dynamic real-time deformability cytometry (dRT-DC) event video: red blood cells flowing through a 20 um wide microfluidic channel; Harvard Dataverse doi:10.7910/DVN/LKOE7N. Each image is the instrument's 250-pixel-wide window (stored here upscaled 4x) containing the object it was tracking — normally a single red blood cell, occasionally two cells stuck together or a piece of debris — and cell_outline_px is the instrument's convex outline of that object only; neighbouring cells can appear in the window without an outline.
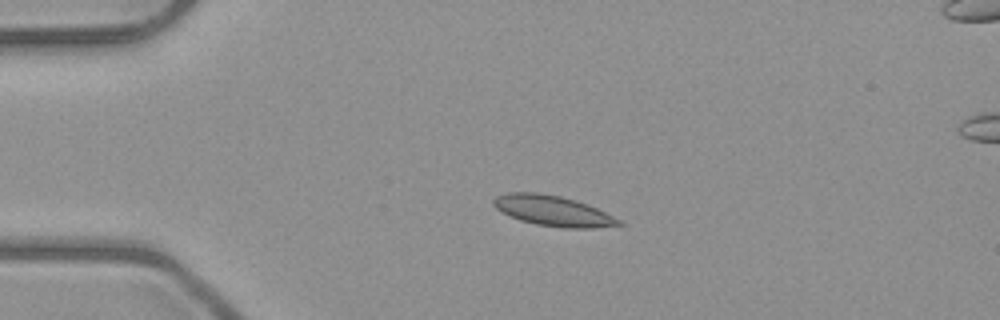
{"species": "common noctule bat (a hibernating species)", "species_latin": "Nyctalus noctula", "temperature_condition": "room temperature", "stored_images_in_passage": 4, "camera_frame_rate_fps": 3000, "um_per_image_px": 0.085, "animal": {"sex": "male", "body_mass_g": 23.1, "forearm_length_mm": 52.7}, "frame": {"image": 1, "passage_image": 2, "time_ms": 1.0, "image_size_px": [1000, 320], "cell_outline_px": [[624, 224], [592, 228], [564, 228], [536, 224], [520, 220], [496, 208], [492, 204], [492, 200], [496, 196], [508, 192], [536, 192], [560, 196], [576, 200], [588, 204], [620, 220]], "centroid_in_image_um": [46.98, 17.91], "position_along_channel_um": 38.0, "area_um2": 21.96}}